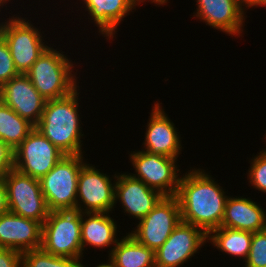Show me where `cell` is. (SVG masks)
Wrapping results in <instances>:
<instances>
[{
    "label": "cell",
    "instance_id": "6da1fadb",
    "mask_svg": "<svg viewBox=\"0 0 266 267\" xmlns=\"http://www.w3.org/2000/svg\"><path fill=\"white\" fill-rule=\"evenodd\" d=\"M191 168L180 178L176 194L181 221L201 228L208 235L221 227L229 196L204 169Z\"/></svg>",
    "mask_w": 266,
    "mask_h": 267
},
{
    "label": "cell",
    "instance_id": "7a4b0ae2",
    "mask_svg": "<svg viewBox=\"0 0 266 267\" xmlns=\"http://www.w3.org/2000/svg\"><path fill=\"white\" fill-rule=\"evenodd\" d=\"M79 88L63 98L47 100L41 119L35 126L65 155H84L81 140L84 134L78 110Z\"/></svg>",
    "mask_w": 266,
    "mask_h": 267
},
{
    "label": "cell",
    "instance_id": "3957f363",
    "mask_svg": "<svg viewBox=\"0 0 266 267\" xmlns=\"http://www.w3.org/2000/svg\"><path fill=\"white\" fill-rule=\"evenodd\" d=\"M61 51L48 47L25 73L45 100L63 98L79 87L74 64Z\"/></svg>",
    "mask_w": 266,
    "mask_h": 267
},
{
    "label": "cell",
    "instance_id": "277c9868",
    "mask_svg": "<svg viewBox=\"0 0 266 267\" xmlns=\"http://www.w3.org/2000/svg\"><path fill=\"white\" fill-rule=\"evenodd\" d=\"M41 249L46 253L81 259V212L78 210L50 211L42 225Z\"/></svg>",
    "mask_w": 266,
    "mask_h": 267
},
{
    "label": "cell",
    "instance_id": "5b68a950",
    "mask_svg": "<svg viewBox=\"0 0 266 267\" xmlns=\"http://www.w3.org/2000/svg\"><path fill=\"white\" fill-rule=\"evenodd\" d=\"M83 155H65L40 179L50 211L76 210L78 175L86 163Z\"/></svg>",
    "mask_w": 266,
    "mask_h": 267
},
{
    "label": "cell",
    "instance_id": "8992f818",
    "mask_svg": "<svg viewBox=\"0 0 266 267\" xmlns=\"http://www.w3.org/2000/svg\"><path fill=\"white\" fill-rule=\"evenodd\" d=\"M12 16L0 23V35L9 47L17 71L25 74L49 46L41 29L34 27L27 18Z\"/></svg>",
    "mask_w": 266,
    "mask_h": 267
},
{
    "label": "cell",
    "instance_id": "52a82bcc",
    "mask_svg": "<svg viewBox=\"0 0 266 267\" xmlns=\"http://www.w3.org/2000/svg\"><path fill=\"white\" fill-rule=\"evenodd\" d=\"M4 183L9 211L43 224L50 210L42 193L40 180L13 169L4 177Z\"/></svg>",
    "mask_w": 266,
    "mask_h": 267
},
{
    "label": "cell",
    "instance_id": "ba28073f",
    "mask_svg": "<svg viewBox=\"0 0 266 267\" xmlns=\"http://www.w3.org/2000/svg\"><path fill=\"white\" fill-rule=\"evenodd\" d=\"M113 177L115 180L111 182ZM116 177L117 173L111 178L94 165L85 163L78 175L76 210L81 213H112L116 207Z\"/></svg>",
    "mask_w": 266,
    "mask_h": 267
},
{
    "label": "cell",
    "instance_id": "9c48e42d",
    "mask_svg": "<svg viewBox=\"0 0 266 267\" xmlns=\"http://www.w3.org/2000/svg\"><path fill=\"white\" fill-rule=\"evenodd\" d=\"M129 157L136 172L130 173L133 177L163 196H176L181 178L178 159L142 150L131 152Z\"/></svg>",
    "mask_w": 266,
    "mask_h": 267
},
{
    "label": "cell",
    "instance_id": "30bf717a",
    "mask_svg": "<svg viewBox=\"0 0 266 267\" xmlns=\"http://www.w3.org/2000/svg\"><path fill=\"white\" fill-rule=\"evenodd\" d=\"M129 234L140 244L156 251L181 222L176 196H164Z\"/></svg>",
    "mask_w": 266,
    "mask_h": 267
},
{
    "label": "cell",
    "instance_id": "8fae6325",
    "mask_svg": "<svg viewBox=\"0 0 266 267\" xmlns=\"http://www.w3.org/2000/svg\"><path fill=\"white\" fill-rule=\"evenodd\" d=\"M14 151V169L39 180L65 156L36 127Z\"/></svg>",
    "mask_w": 266,
    "mask_h": 267
},
{
    "label": "cell",
    "instance_id": "7c38bea8",
    "mask_svg": "<svg viewBox=\"0 0 266 267\" xmlns=\"http://www.w3.org/2000/svg\"><path fill=\"white\" fill-rule=\"evenodd\" d=\"M206 242H209L208 235L201 228L181 221L155 251V267L183 266Z\"/></svg>",
    "mask_w": 266,
    "mask_h": 267
},
{
    "label": "cell",
    "instance_id": "4fadbf2b",
    "mask_svg": "<svg viewBox=\"0 0 266 267\" xmlns=\"http://www.w3.org/2000/svg\"><path fill=\"white\" fill-rule=\"evenodd\" d=\"M0 101L36 126L47 100L25 74H20L0 87Z\"/></svg>",
    "mask_w": 266,
    "mask_h": 267
},
{
    "label": "cell",
    "instance_id": "5bb4252c",
    "mask_svg": "<svg viewBox=\"0 0 266 267\" xmlns=\"http://www.w3.org/2000/svg\"><path fill=\"white\" fill-rule=\"evenodd\" d=\"M163 197L159 191L148 187L130 173H117L115 203L119 202L124 213L131 215V218H144Z\"/></svg>",
    "mask_w": 266,
    "mask_h": 267
},
{
    "label": "cell",
    "instance_id": "9a60e30c",
    "mask_svg": "<svg viewBox=\"0 0 266 267\" xmlns=\"http://www.w3.org/2000/svg\"><path fill=\"white\" fill-rule=\"evenodd\" d=\"M162 103L156 102L151 110L147 122L144 146L142 151H148L160 156L178 158L182 152V145L177 128L162 109Z\"/></svg>",
    "mask_w": 266,
    "mask_h": 267
},
{
    "label": "cell",
    "instance_id": "2e32d148",
    "mask_svg": "<svg viewBox=\"0 0 266 267\" xmlns=\"http://www.w3.org/2000/svg\"><path fill=\"white\" fill-rule=\"evenodd\" d=\"M193 16L206 25L229 36H241L244 31L245 10L238 0H196ZM233 35V36H232Z\"/></svg>",
    "mask_w": 266,
    "mask_h": 267
},
{
    "label": "cell",
    "instance_id": "e0dca14e",
    "mask_svg": "<svg viewBox=\"0 0 266 267\" xmlns=\"http://www.w3.org/2000/svg\"><path fill=\"white\" fill-rule=\"evenodd\" d=\"M42 223L10 211L0 216V248L19 253L41 248Z\"/></svg>",
    "mask_w": 266,
    "mask_h": 267
},
{
    "label": "cell",
    "instance_id": "ac0fdd59",
    "mask_svg": "<svg viewBox=\"0 0 266 267\" xmlns=\"http://www.w3.org/2000/svg\"><path fill=\"white\" fill-rule=\"evenodd\" d=\"M146 0H82L85 11L99 29V35L110 40L117 31L123 18ZM149 2V0H148ZM108 37V38H107Z\"/></svg>",
    "mask_w": 266,
    "mask_h": 267
},
{
    "label": "cell",
    "instance_id": "d6986e66",
    "mask_svg": "<svg viewBox=\"0 0 266 267\" xmlns=\"http://www.w3.org/2000/svg\"><path fill=\"white\" fill-rule=\"evenodd\" d=\"M223 227L255 233L266 229V211L249 197H228Z\"/></svg>",
    "mask_w": 266,
    "mask_h": 267
},
{
    "label": "cell",
    "instance_id": "ffe728a7",
    "mask_svg": "<svg viewBox=\"0 0 266 267\" xmlns=\"http://www.w3.org/2000/svg\"><path fill=\"white\" fill-rule=\"evenodd\" d=\"M116 223L109 213H81L82 250L89 245L101 249L111 248L112 245L108 251L110 255L119 241V238H116L119 231Z\"/></svg>",
    "mask_w": 266,
    "mask_h": 267
},
{
    "label": "cell",
    "instance_id": "44dd1931",
    "mask_svg": "<svg viewBox=\"0 0 266 267\" xmlns=\"http://www.w3.org/2000/svg\"><path fill=\"white\" fill-rule=\"evenodd\" d=\"M108 256L112 267H155V251L137 242L129 233L122 236Z\"/></svg>",
    "mask_w": 266,
    "mask_h": 267
},
{
    "label": "cell",
    "instance_id": "7402d4cb",
    "mask_svg": "<svg viewBox=\"0 0 266 267\" xmlns=\"http://www.w3.org/2000/svg\"><path fill=\"white\" fill-rule=\"evenodd\" d=\"M253 233L221 226L208 234V240L219 251L230 256L247 259Z\"/></svg>",
    "mask_w": 266,
    "mask_h": 267
},
{
    "label": "cell",
    "instance_id": "603a6c76",
    "mask_svg": "<svg viewBox=\"0 0 266 267\" xmlns=\"http://www.w3.org/2000/svg\"><path fill=\"white\" fill-rule=\"evenodd\" d=\"M34 125L0 101V139L15 150Z\"/></svg>",
    "mask_w": 266,
    "mask_h": 267
},
{
    "label": "cell",
    "instance_id": "cb8c5ba5",
    "mask_svg": "<svg viewBox=\"0 0 266 267\" xmlns=\"http://www.w3.org/2000/svg\"><path fill=\"white\" fill-rule=\"evenodd\" d=\"M82 260L55 256L41 248L22 253V267H80Z\"/></svg>",
    "mask_w": 266,
    "mask_h": 267
},
{
    "label": "cell",
    "instance_id": "d4e9b609",
    "mask_svg": "<svg viewBox=\"0 0 266 267\" xmlns=\"http://www.w3.org/2000/svg\"><path fill=\"white\" fill-rule=\"evenodd\" d=\"M245 267H266V229L253 233Z\"/></svg>",
    "mask_w": 266,
    "mask_h": 267
},
{
    "label": "cell",
    "instance_id": "484cf974",
    "mask_svg": "<svg viewBox=\"0 0 266 267\" xmlns=\"http://www.w3.org/2000/svg\"><path fill=\"white\" fill-rule=\"evenodd\" d=\"M258 154L249 161L251 166L247 178L253 188L266 193V149H262Z\"/></svg>",
    "mask_w": 266,
    "mask_h": 267
},
{
    "label": "cell",
    "instance_id": "4316f807",
    "mask_svg": "<svg viewBox=\"0 0 266 267\" xmlns=\"http://www.w3.org/2000/svg\"><path fill=\"white\" fill-rule=\"evenodd\" d=\"M18 75L20 73L15 67L9 47L0 35V87Z\"/></svg>",
    "mask_w": 266,
    "mask_h": 267
},
{
    "label": "cell",
    "instance_id": "83f0119b",
    "mask_svg": "<svg viewBox=\"0 0 266 267\" xmlns=\"http://www.w3.org/2000/svg\"><path fill=\"white\" fill-rule=\"evenodd\" d=\"M15 151L0 139V178L14 169Z\"/></svg>",
    "mask_w": 266,
    "mask_h": 267
},
{
    "label": "cell",
    "instance_id": "f1b7e54d",
    "mask_svg": "<svg viewBox=\"0 0 266 267\" xmlns=\"http://www.w3.org/2000/svg\"><path fill=\"white\" fill-rule=\"evenodd\" d=\"M0 267H22V254L9 248H0Z\"/></svg>",
    "mask_w": 266,
    "mask_h": 267
},
{
    "label": "cell",
    "instance_id": "f546056e",
    "mask_svg": "<svg viewBox=\"0 0 266 267\" xmlns=\"http://www.w3.org/2000/svg\"><path fill=\"white\" fill-rule=\"evenodd\" d=\"M9 211L7 190L4 178H0V216Z\"/></svg>",
    "mask_w": 266,
    "mask_h": 267
},
{
    "label": "cell",
    "instance_id": "4dcf8cb0",
    "mask_svg": "<svg viewBox=\"0 0 266 267\" xmlns=\"http://www.w3.org/2000/svg\"><path fill=\"white\" fill-rule=\"evenodd\" d=\"M238 1L241 7L243 6L244 10H247L249 7L257 8V6H259L263 2V0H238Z\"/></svg>",
    "mask_w": 266,
    "mask_h": 267
},
{
    "label": "cell",
    "instance_id": "1f68e13d",
    "mask_svg": "<svg viewBox=\"0 0 266 267\" xmlns=\"http://www.w3.org/2000/svg\"><path fill=\"white\" fill-rule=\"evenodd\" d=\"M150 2L151 3H155V4H157V5H165V4H167V2H168V0H150Z\"/></svg>",
    "mask_w": 266,
    "mask_h": 267
},
{
    "label": "cell",
    "instance_id": "d6a6232c",
    "mask_svg": "<svg viewBox=\"0 0 266 267\" xmlns=\"http://www.w3.org/2000/svg\"><path fill=\"white\" fill-rule=\"evenodd\" d=\"M86 265H84V264H81V266L80 267H85ZM87 267H89V266H87ZM95 267H112L108 262L107 263H101V264H98L97 266H95Z\"/></svg>",
    "mask_w": 266,
    "mask_h": 267
},
{
    "label": "cell",
    "instance_id": "836d02e7",
    "mask_svg": "<svg viewBox=\"0 0 266 267\" xmlns=\"http://www.w3.org/2000/svg\"><path fill=\"white\" fill-rule=\"evenodd\" d=\"M10 1L9 0H0V6L3 8L4 4L7 5L6 3L10 2Z\"/></svg>",
    "mask_w": 266,
    "mask_h": 267
},
{
    "label": "cell",
    "instance_id": "e575fe53",
    "mask_svg": "<svg viewBox=\"0 0 266 267\" xmlns=\"http://www.w3.org/2000/svg\"><path fill=\"white\" fill-rule=\"evenodd\" d=\"M260 6H265L266 7V0H263V2L259 5Z\"/></svg>",
    "mask_w": 266,
    "mask_h": 267
}]
</instances>
